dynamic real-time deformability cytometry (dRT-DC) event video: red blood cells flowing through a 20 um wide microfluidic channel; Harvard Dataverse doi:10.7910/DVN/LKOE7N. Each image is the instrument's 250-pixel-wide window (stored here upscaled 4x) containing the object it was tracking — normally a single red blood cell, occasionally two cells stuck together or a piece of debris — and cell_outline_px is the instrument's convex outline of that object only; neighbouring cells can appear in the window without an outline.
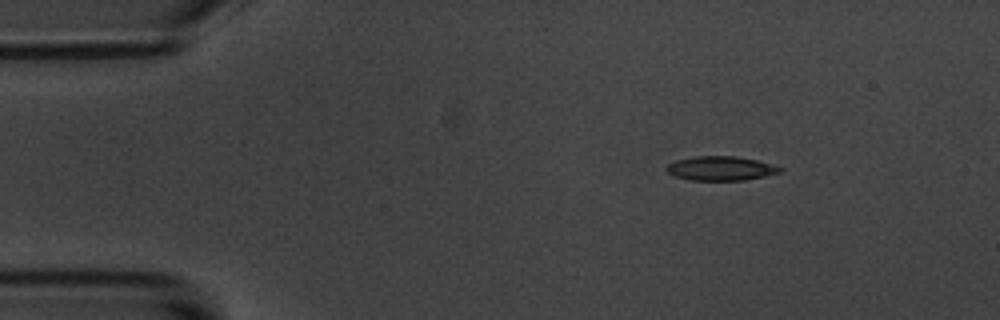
{"species": "common noctule bat (a hibernating species)", "species_latin": "Nyctalus noctula", "temperature_condition": "room temperature", "stored_images_in_passage": 4, "camera_frame_rate_fps": 3000, "um_per_image_px": 0.085, "animal": {"sex": "male", "body_mass_g": 20.1, "forearm_length_mm": 53.5}, "frame": {"image": 1, "passage_image": 1, "time_ms": 0.0, "image_size_px": [1000, 320], "cell_outline_px": [[784, 168], [780, 172], [764, 176], [744, 180], [688, 180], [676, 176], [668, 172], [664, 168], [668, 164], [676, 160], [696, 156], [736, 156], [756, 160]], "centroid_in_image_um": [61.24, 14.31], "position_along_channel_um": 23.8, "area_um2": 15.9}}
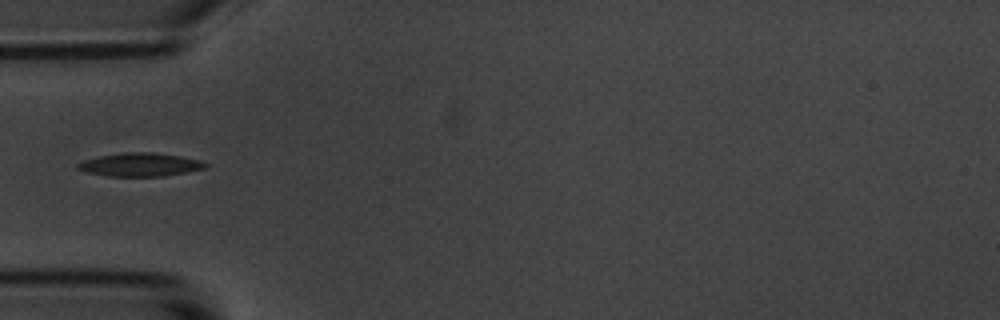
{"frame": {"image": 2, "passage_image": 4, "time_ms": 3.333, "image_size_px": [1000, 320], "cell_outline_px": [[208, 168], [188, 172], [164, 176], [108, 176], [88, 172], [76, 168], [76, 164], [100, 156], [124, 152], [152, 152], [180, 156], [200, 160], [208, 164]], "centroid_in_image_um": [11.98, 14.0], "position_along_channel_um": 73.0, "area_um2": 17.28}}